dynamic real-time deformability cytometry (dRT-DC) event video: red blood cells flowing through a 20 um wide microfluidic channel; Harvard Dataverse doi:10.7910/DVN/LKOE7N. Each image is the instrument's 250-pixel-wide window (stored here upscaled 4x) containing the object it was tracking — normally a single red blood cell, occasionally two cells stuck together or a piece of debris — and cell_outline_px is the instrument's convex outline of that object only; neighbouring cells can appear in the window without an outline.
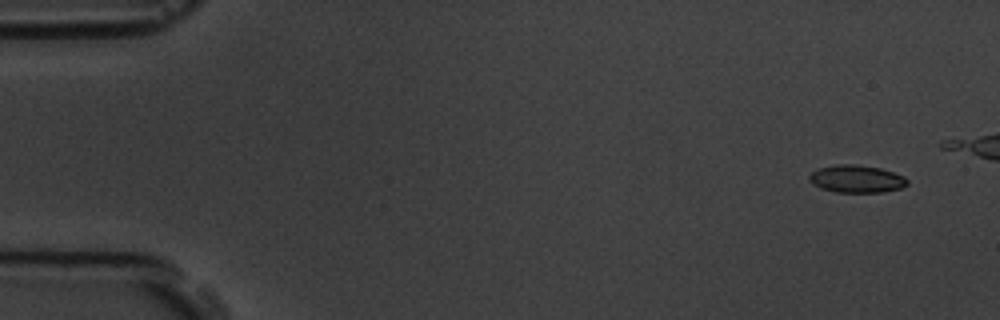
{"species": "common noctule bat (a hibernating species)", "species_latin": "Nyctalus noctula", "temperature_condition": "room temperature", "stored_images_in_passage": 5, "camera_frame_rate_fps": 3000, "um_per_image_px": 0.085, "animal": {"sex": "male", "body_mass_g": 19.5, "forearm_length_mm": 54.6}, "frame": {"image": 1, "passage_image": 1, "time_ms": 0.0, "image_size_px": [1000, 320], "cell_outline_px": [[908, 184], [900, 188], [880, 192], [836, 192], [820, 188], [812, 184], [808, 180], [808, 176], [816, 168], [836, 164], [852, 164], [880, 168], [904, 176], [908, 180]], "centroid_in_image_um": [72.75, 15.2], "position_along_channel_um": 12.2, "area_um2": 15.78}}